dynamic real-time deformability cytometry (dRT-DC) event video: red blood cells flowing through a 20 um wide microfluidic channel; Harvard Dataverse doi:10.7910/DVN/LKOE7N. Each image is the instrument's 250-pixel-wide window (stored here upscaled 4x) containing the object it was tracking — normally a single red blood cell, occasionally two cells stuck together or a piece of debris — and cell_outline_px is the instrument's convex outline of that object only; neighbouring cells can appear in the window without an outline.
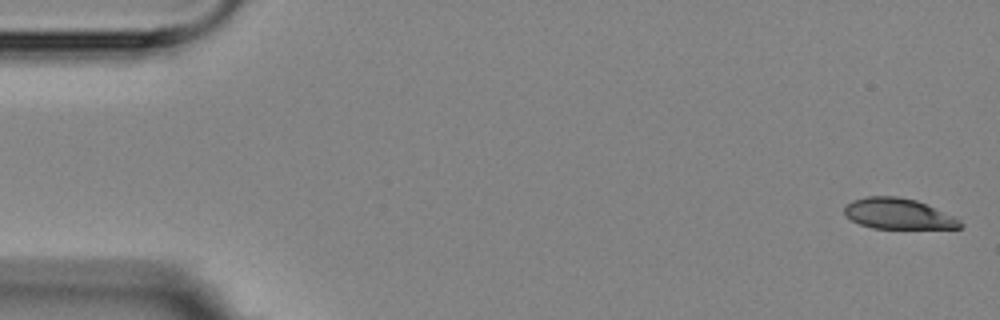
{"species": "Egyptian fruit bat (a non-hibernating species)", "species_latin": "Rousettus aegyptiacus", "temperature_condition": "room temperature", "stored_images_in_passage": 15, "camera_frame_rate_fps": 3000, "um_per_image_px": 0.085, "animal": {"sex": "female"}, "frame": {"image": 1, "passage_image": 1, "time_ms": 0.0, "image_size_px": [1000, 320], "cell_outline_px": [[964, 224], [960, 228], [872, 228], [860, 224], [844, 216], [844, 208], [852, 200], [864, 196], [896, 196], [916, 200], [956, 216]], "centroid_in_image_um": [76.36, 18.16], "position_along_channel_um": 8.6, "area_um2": 20.81}}
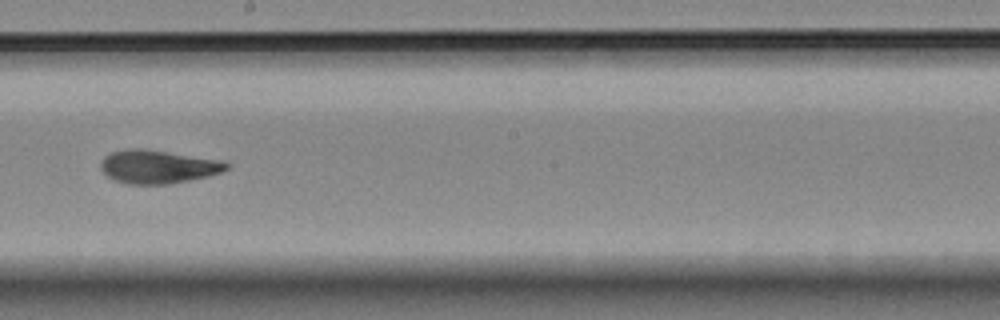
{"frame": {"image": 2, "passage_image": 9, "time_ms": 10.0, "image_size_px": [1000, 320], "cell_outline_px": [[232, 164], [228, 168], [220, 172], [208, 176], [168, 184], [128, 184], [112, 180], [100, 168], [100, 164], [104, 156], [112, 152], [128, 148], [140, 148], [224, 160]], "centroid_in_image_um": [13.43, 14.17], "position_along_channel_um": 234.8, "area_um2": 24.51}}
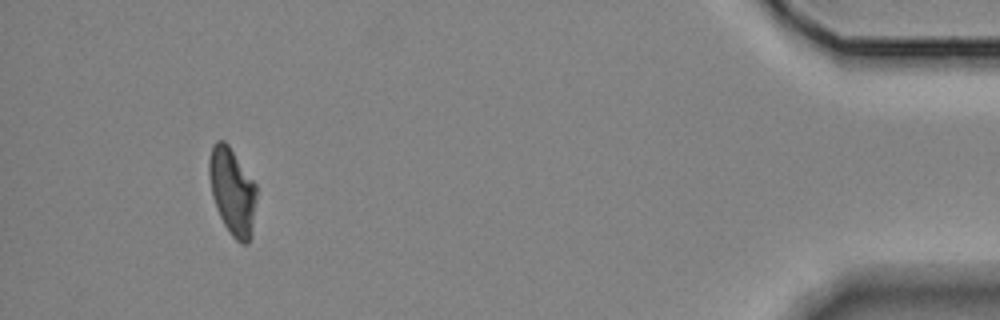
{"frame": {"image": 3, "passage_image": 15, "time_ms": 17.0, "image_size_px": [1000, 320], "cell_outline_px": [[256, 196], [252, 236], [248, 244], [240, 244], [228, 232], [216, 208], [212, 196], [208, 176], [208, 160], [212, 144], [216, 140], [224, 140], [228, 144], [256, 184]], "centroid_in_image_um": [19.73, 16.27], "position_along_channel_um": 415.5, "area_um2": 24.33}, "authors_computed_cell_mechanics": {"area_um2": 24.3338, "velocity_mm_per_s": 3.5389, "shape_relaxation_time_tau1_ms": null, "shape_relaxation_time_tau2_ms": 1.6117, "deformation_change_tau1": null, "deformation_change_tau2": 0.0617}}